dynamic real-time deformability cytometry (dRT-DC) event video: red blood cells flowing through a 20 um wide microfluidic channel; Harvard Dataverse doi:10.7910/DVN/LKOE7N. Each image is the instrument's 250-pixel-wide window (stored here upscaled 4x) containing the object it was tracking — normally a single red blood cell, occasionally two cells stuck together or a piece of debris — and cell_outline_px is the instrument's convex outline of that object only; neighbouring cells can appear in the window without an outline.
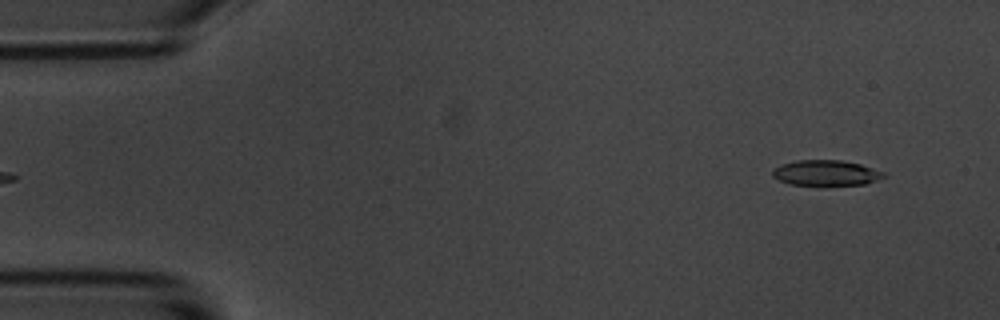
{"species": "common noctule bat (a hibernating species)", "species_latin": "Nyctalus noctula", "temperature_condition": "room temperature", "stored_images_in_passage": 3, "camera_frame_rate_fps": 3000, "um_per_image_px": 0.085, "animal": {"sex": "male", "body_mass_g": 20.1, "forearm_length_mm": 53.5}, "frame": {"image": 1, "passage_image": 3, "time_ms": 2.333, "image_size_px": [1000, 320], "cell_outline_px": [[888, 176], [864, 184], [788, 184], [772, 176], [772, 168], [780, 164], [796, 160], [840, 160], [860, 164], [884, 172]], "centroid_in_image_um": [70.18, 14.67], "position_along_channel_um": 14.8, "area_um2": 16.3}}